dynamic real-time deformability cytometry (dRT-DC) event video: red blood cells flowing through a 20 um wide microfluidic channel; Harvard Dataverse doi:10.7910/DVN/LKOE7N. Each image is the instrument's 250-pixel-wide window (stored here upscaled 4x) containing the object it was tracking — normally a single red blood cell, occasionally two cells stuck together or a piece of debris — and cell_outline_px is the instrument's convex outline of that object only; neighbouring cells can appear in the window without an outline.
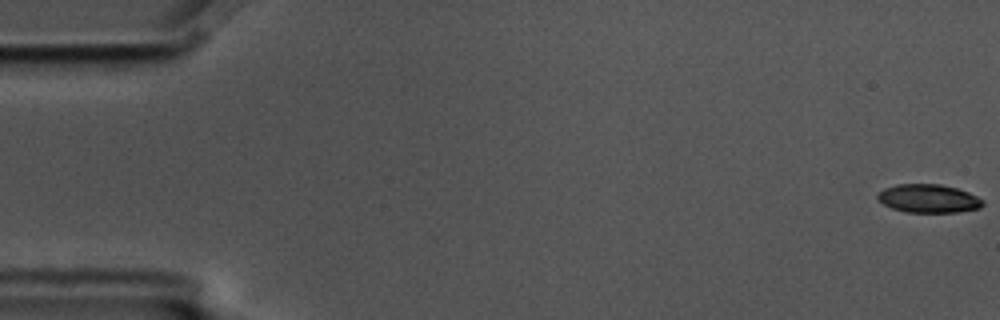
{"species": "common noctule bat (a hibernating species)", "species_latin": "Nyctalus noctula", "temperature_condition": "cold", "stored_images_in_passage": 10, "camera_frame_rate_fps": 3000, "um_per_image_px": 0.085, "animal": {"sex": "male", "body_mass_g": 17.5, "forearm_length_mm": 52.3}, "frame": {"image": 1, "passage_image": 1, "time_ms": 0.0, "image_size_px": [1000, 320], "cell_outline_px": [[984, 204], [980, 208], [960, 212], [908, 212], [892, 208], [884, 204], [876, 196], [884, 188], [896, 184], [940, 184], [956, 188], [968, 192], [984, 200]], "centroid_in_image_um": [78.95, 16.87], "position_along_channel_um": 6.1, "area_um2": 17.34}}